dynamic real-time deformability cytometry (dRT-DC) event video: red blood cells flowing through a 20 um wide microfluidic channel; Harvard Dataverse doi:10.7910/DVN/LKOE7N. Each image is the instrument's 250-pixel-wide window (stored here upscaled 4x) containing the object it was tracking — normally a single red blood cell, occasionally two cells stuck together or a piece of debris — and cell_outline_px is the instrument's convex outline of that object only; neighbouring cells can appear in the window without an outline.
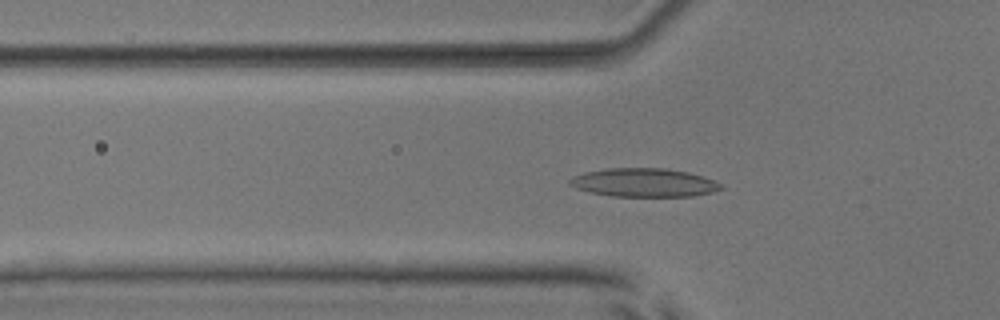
{"species": "common noctule bat (a hibernating species)", "species_latin": "Nyctalus noctula", "temperature_condition": "room temperature", "stored_images_in_passage": 37, "camera_frame_rate_fps": 3000, "um_per_image_px": 0.085, "animal": {"sex": "male", "body_mass_g": 17.9, "forearm_length_mm": 54.2}, "frame": {"image": 1, "passage_image": 3, "time_ms": 0.667, "image_size_px": [1000, 320], "cell_outline_px": [[724, 188], [712, 192], [692, 196], [612, 196], [592, 192], [576, 188], [568, 184], [568, 180], [572, 176], [584, 172], [604, 168], [668, 168], [688, 172], [704, 176], [720, 184]], "centroid_in_image_um": [54.71, 15.51], "position_along_channel_um": 71.1, "area_um2": 25.2}}
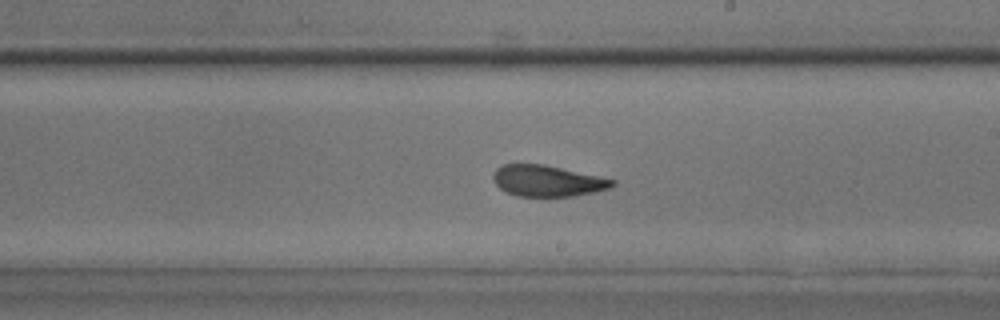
{"frame": {"image": 2, "passage_image": 16, "time_ms": 5.0, "image_size_px": [1000, 320], "cell_outline_px": [[616, 184], [612, 188], [572, 196], [516, 196], [504, 192], [492, 180], [492, 172], [500, 164], [544, 164], [616, 180]], "centroid_in_image_um": [46.48, 15.37], "position_along_channel_um": 242.5, "area_um2": 21.79}}
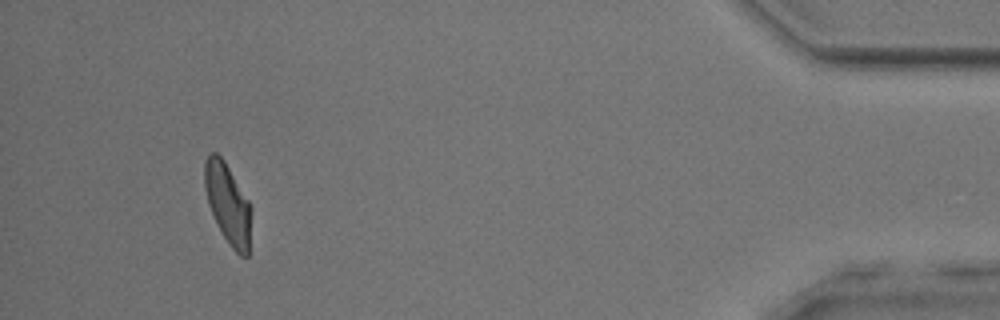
{"frame": {"image": 3, "passage_image": 34, "time_ms": 11.0, "image_size_px": [1000, 320], "cell_outline_px": [[252, 208], [248, 256], [240, 256], [232, 248], [224, 236], [208, 204], [204, 188], [204, 160], [208, 152], [216, 152], [224, 160], [248, 200]], "centroid_in_image_um": [19.36, 17.27], "position_along_channel_um": 415.8, "area_um2": 21.73}, "authors_computed_cell_mechanics": {"area_um2": 22.253, "velocity_mm_per_s": 3.9728, "shape_relaxation_time_tau1_ms": 4.2452, "shape_relaxation_time_tau2_ms": 1.7359, "deformation_change_tau1": 0.1497, "deformation_change_tau2": 0.0896}}